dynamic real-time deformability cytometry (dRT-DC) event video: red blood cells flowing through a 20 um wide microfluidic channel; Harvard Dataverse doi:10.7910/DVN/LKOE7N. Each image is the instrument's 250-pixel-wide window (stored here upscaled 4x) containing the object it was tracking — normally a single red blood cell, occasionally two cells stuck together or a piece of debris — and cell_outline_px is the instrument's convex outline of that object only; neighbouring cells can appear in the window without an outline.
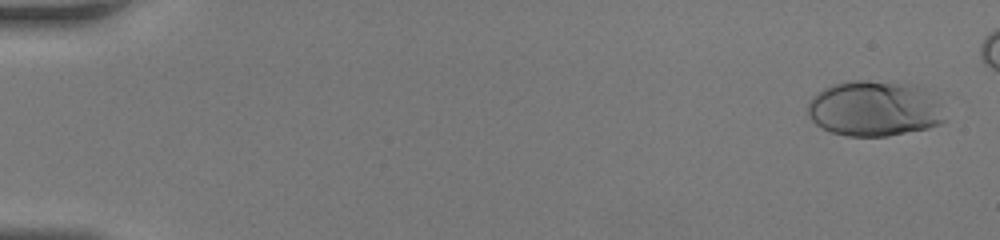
{"species": "human", "species_latin": "Homo sapiens", "temperature_condition": "room temperature", "stored_images_in_passage": 46, "camera_frame_rate_fps": 3000, "um_per_image_px": 0.085, "donor": {"sex": "female"}, "frame": {"image": 1, "passage_image": 2, "time_ms": 0.333, "image_size_px": [1000, 240], "cell_outline_px": [[944, 120], [940, 124], [928, 128], [888, 136], [848, 136], [832, 132], [816, 124], [808, 116], [808, 100], [816, 92], [832, 84], [852, 80], [864, 80], [920, 84], [932, 92], [940, 104]], "centroid_in_image_um": [74.34, 9.2], "position_along_channel_um": 10.7, "area_um2": 44.91}}
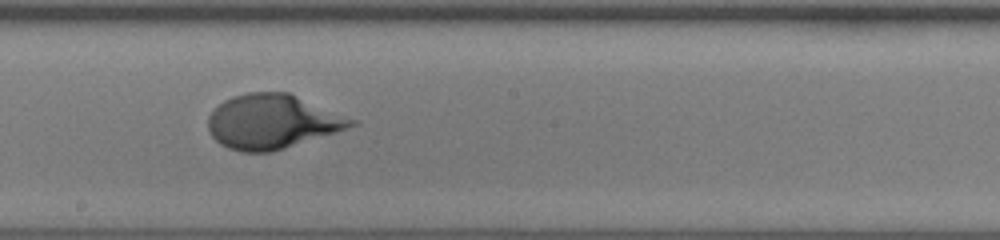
{"frame": {"image": 2, "passage_image": 29, "time_ms": 9.333, "image_size_px": [1000, 240], "cell_outline_px": [[360, 124], [336, 132], [284, 148], [268, 152], [240, 152], [228, 148], [220, 144], [212, 136], [208, 128], [208, 116], [224, 100], [232, 96], [248, 92], [288, 92], [360, 120]], "centroid_in_image_um": [23.19, 10.33], "position_along_channel_um": 225.0, "area_um2": 45.49}}
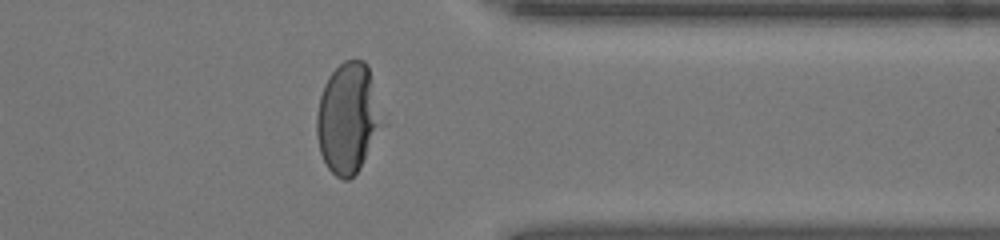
{"frame": {"image": 3, "passage_image": 40, "time_ms": 13.0, "image_size_px": [1000, 240], "cell_outline_px": [[388, 124], [360, 168], [348, 180], [344, 180], [336, 176], [328, 168], [320, 152], [316, 136], [316, 116], [320, 96], [324, 84], [328, 76], [344, 60], [364, 60], [368, 64]], "centroid_in_image_um": [29.66, 10.04], "position_along_channel_um": 381.7, "area_um2": 43.58}}